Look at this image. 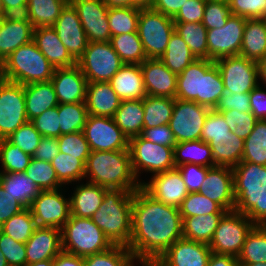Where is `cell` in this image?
Wrapping results in <instances>:
<instances>
[{
  "mask_svg": "<svg viewBox=\"0 0 266 266\" xmlns=\"http://www.w3.org/2000/svg\"><path fill=\"white\" fill-rule=\"evenodd\" d=\"M131 221L127 248L139 262H156L183 237L179 208L155 200L142 188L134 191Z\"/></svg>",
  "mask_w": 266,
  "mask_h": 266,
  "instance_id": "1",
  "label": "cell"
},
{
  "mask_svg": "<svg viewBox=\"0 0 266 266\" xmlns=\"http://www.w3.org/2000/svg\"><path fill=\"white\" fill-rule=\"evenodd\" d=\"M232 171L235 211L266 226V166L240 162Z\"/></svg>",
  "mask_w": 266,
  "mask_h": 266,
  "instance_id": "2",
  "label": "cell"
},
{
  "mask_svg": "<svg viewBox=\"0 0 266 266\" xmlns=\"http://www.w3.org/2000/svg\"><path fill=\"white\" fill-rule=\"evenodd\" d=\"M88 182L107 189H121L134 192L141 188L130 158L129 150L91 151L85 164Z\"/></svg>",
  "mask_w": 266,
  "mask_h": 266,
  "instance_id": "3",
  "label": "cell"
},
{
  "mask_svg": "<svg viewBox=\"0 0 266 266\" xmlns=\"http://www.w3.org/2000/svg\"><path fill=\"white\" fill-rule=\"evenodd\" d=\"M134 192L107 189L98 210L91 219L113 245L128 246L132 232Z\"/></svg>",
  "mask_w": 266,
  "mask_h": 266,
  "instance_id": "4",
  "label": "cell"
},
{
  "mask_svg": "<svg viewBox=\"0 0 266 266\" xmlns=\"http://www.w3.org/2000/svg\"><path fill=\"white\" fill-rule=\"evenodd\" d=\"M54 69L32 40L0 64V78L22 85L47 82L53 77Z\"/></svg>",
  "mask_w": 266,
  "mask_h": 266,
  "instance_id": "5",
  "label": "cell"
},
{
  "mask_svg": "<svg viewBox=\"0 0 266 266\" xmlns=\"http://www.w3.org/2000/svg\"><path fill=\"white\" fill-rule=\"evenodd\" d=\"M62 251L81 257L109 250L114 245L91 218L70 216L61 229Z\"/></svg>",
  "mask_w": 266,
  "mask_h": 266,
  "instance_id": "6",
  "label": "cell"
},
{
  "mask_svg": "<svg viewBox=\"0 0 266 266\" xmlns=\"http://www.w3.org/2000/svg\"><path fill=\"white\" fill-rule=\"evenodd\" d=\"M173 18L152 8L140 9L137 32L147 59H160L172 33Z\"/></svg>",
  "mask_w": 266,
  "mask_h": 266,
  "instance_id": "7",
  "label": "cell"
},
{
  "mask_svg": "<svg viewBox=\"0 0 266 266\" xmlns=\"http://www.w3.org/2000/svg\"><path fill=\"white\" fill-rule=\"evenodd\" d=\"M132 169L139 178L141 170L154 174L175 169L174 147L152 143L141 135L129 139L128 145Z\"/></svg>",
  "mask_w": 266,
  "mask_h": 266,
  "instance_id": "8",
  "label": "cell"
},
{
  "mask_svg": "<svg viewBox=\"0 0 266 266\" xmlns=\"http://www.w3.org/2000/svg\"><path fill=\"white\" fill-rule=\"evenodd\" d=\"M77 65L87 82H109L124 63L109 41L88 42Z\"/></svg>",
  "mask_w": 266,
  "mask_h": 266,
  "instance_id": "9",
  "label": "cell"
},
{
  "mask_svg": "<svg viewBox=\"0 0 266 266\" xmlns=\"http://www.w3.org/2000/svg\"><path fill=\"white\" fill-rule=\"evenodd\" d=\"M255 224L244 214L235 210L227 212L220 220L209 243L212 253L237 257L247 234Z\"/></svg>",
  "mask_w": 266,
  "mask_h": 266,
  "instance_id": "10",
  "label": "cell"
},
{
  "mask_svg": "<svg viewBox=\"0 0 266 266\" xmlns=\"http://www.w3.org/2000/svg\"><path fill=\"white\" fill-rule=\"evenodd\" d=\"M28 121L24 85L0 78V140Z\"/></svg>",
  "mask_w": 266,
  "mask_h": 266,
  "instance_id": "11",
  "label": "cell"
},
{
  "mask_svg": "<svg viewBox=\"0 0 266 266\" xmlns=\"http://www.w3.org/2000/svg\"><path fill=\"white\" fill-rule=\"evenodd\" d=\"M211 109L196 103L175 98L169 127L177 143L201 139L206 117Z\"/></svg>",
  "mask_w": 266,
  "mask_h": 266,
  "instance_id": "12",
  "label": "cell"
},
{
  "mask_svg": "<svg viewBox=\"0 0 266 266\" xmlns=\"http://www.w3.org/2000/svg\"><path fill=\"white\" fill-rule=\"evenodd\" d=\"M221 73L225 92L250 93L259 83L257 62L241 55L214 61Z\"/></svg>",
  "mask_w": 266,
  "mask_h": 266,
  "instance_id": "13",
  "label": "cell"
},
{
  "mask_svg": "<svg viewBox=\"0 0 266 266\" xmlns=\"http://www.w3.org/2000/svg\"><path fill=\"white\" fill-rule=\"evenodd\" d=\"M83 133L91 151L129 150V139L113 118L88 115Z\"/></svg>",
  "mask_w": 266,
  "mask_h": 266,
  "instance_id": "14",
  "label": "cell"
},
{
  "mask_svg": "<svg viewBox=\"0 0 266 266\" xmlns=\"http://www.w3.org/2000/svg\"><path fill=\"white\" fill-rule=\"evenodd\" d=\"M63 189L41 191L29 207L37 227L62 229L71 216L70 198L62 195Z\"/></svg>",
  "mask_w": 266,
  "mask_h": 266,
  "instance_id": "15",
  "label": "cell"
},
{
  "mask_svg": "<svg viewBox=\"0 0 266 266\" xmlns=\"http://www.w3.org/2000/svg\"><path fill=\"white\" fill-rule=\"evenodd\" d=\"M246 20L232 14L225 26L207 30L208 59L240 55Z\"/></svg>",
  "mask_w": 266,
  "mask_h": 266,
  "instance_id": "16",
  "label": "cell"
},
{
  "mask_svg": "<svg viewBox=\"0 0 266 266\" xmlns=\"http://www.w3.org/2000/svg\"><path fill=\"white\" fill-rule=\"evenodd\" d=\"M87 35L88 42L111 40L108 7L102 0H71Z\"/></svg>",
  "mask_w": 266,
  "mask_h": 266,
  "instance_id": "17",
  "label": "cell"
},
{
  "mask_svg": "<svg viewBox=\"0 0 266 266\" xmlns=\"http://www.w3.org/2000/svg\"><path fill=\"white\" fill-rule=\"evenodd\" d=\"M141 188L155 200L177 208L189 193L177 168L152 175L149 182H142Z\"/></svg>",
  "mask_w": 266,
  "mask_h": 266,
  "instance_id": "18",
  "label": "cell"
},
{
  "mask_svg": "<svg viewBox=\"0 0 266 266\" xmlns=\"http://www.w3.org/2000/svg\"><path fill=\"white\" fill-rule=\"evenodd\" d=\"M52 27L71 57L77 62L87 48L88 39L78 12L71 2L65 5Z\"/></svg>",
  "mask_w": 266,
  "mask_h": 266,
  "instance_id": "19",
  "label": "cell"
},
{
  "mask_svg": "<svg viewBox=\"0 0 266 266\" xmlns=\"http://www.w3.org/2000/svg\"><path fill=\"white\" fill-rule=\"evenodd\" d=\"M212 251L208 244L178 239L156 261L160 266H207Z\"/></svg>",
  "mask_w": 266,
  "mask_h": 266,
  "instance_id": "20",
  "label": "cell"
},
{
  "mask_svg": "<svg viewBox=\"0 0 266 266\" xmlns=\"http://www.w3.org/2000/svg\"><path fill=\"white\" fill-rule=\"evenodd\" d=\"M202 195L217 202L224 210H235L233 171L229 167H211L201 184Z\"/></svg>",
  "mask_w": 266,
  "mask_h": 266,
  "instance_id": "21",
  "label": "cell"
},
{
  "mask_svg": "<svg viewBox=\"0 0 266 266\" xmlns=\"http://www.w3.org/2000/svg\"><path fill=\"white\" fill-rule=\"evenodd\" d=\"M51 82L59 104L85 103L88 82L77 64L54 69Z\"/></svg>",
  "mask_w": 266,
  "mask_h": 266,
  "instance_id": "22",
  "label": "cell"
},
{
  "mask_svg": "<svg viewBox=\"0 0 266 266\" xmlns=\"http://www.w3.org/2000/svg\"><path fill=\"white\" fill-rule=\"evenodd\" d=\"M33 30L25 15L3 16L0 24V64L17 48L33 40Z\"/></svg>",
  "mask_w": 266,
  "mask_h": 266,
  "instance_id": "23",
  "label": "cell"
},
{
  "mask_svg": "<svg viewBox=\"0 0 266 266\" xmlns=\"http://www.w3.org/2000/svg\"><path fill=\"white\" fill-rule=\"evenodd\" d=\"M140 68L147 95L176 98L177 74L171 72L160 59H146Z\"/></svg>",
  "mask_w": 266,
  "mask_h": 266,
  "instance_id": "24",
  "label": "cell"
},
{
  "mask_svg": "<svg viewBox=\"0 0 266 266\" xmlns=\"http://www.w3.org/2000/svg\"><path fill=\"white\" fill-rule=\"evenodd\" d=\"M25 247L27 264L53 260L62 251L61 230L54 227H37Z\"/></svg>",
  "mask_w": 266,
  "mask_h": 266,
  "instance_id": "25",
  "label": "cell"
},
{
  "mask_svg": "<svg viewBox=\"0 0 266 266\" xmlns=\"http://www.w3.org/2000/svg\"><path fill=\"white\" fill-rule=\"evenodd\" d=\"M33 41L55 69L72 67L77 64L52 26L35 28Z\"/></svg>",
  "mask_w": 266,
  "mask_h": 266,
  "instance_id": "26",
  "label": "cell"
},
{
  "mask_svg": "<svg viewBox=\"0 0 266 266\" xmlns=\"http://www.w3.org/2000/svg\"><path fill=\"white\" fill-rule=\"evenodd\" d=\"M121 101L109 82L87 83L85 103L88 115L113 118Z\"/></svg>",
  "mask_w": 266,
  "mask_h": 266,
  "instance_id": "27",
  "label": "cell"
},
{
  "mask_svg": "<svg viewBox=\"0 0 266 266\" xmlns=\"http://www.w3.org/2000/svg\"><path fill=\"white\" fill-rule=\"evenodd\" d=\"M109 83L121 100H140L147 96L140 65L124 64Z\"/></svg>",
  "mask_w": 266,
  "mask_h": 266,
  "instance_id": "28",
  "label": "cell"
},
{
  "mask_svg": "<svg viewBox=\"0 0 266 266\" xmlns=\"http://www.w3.org/2000/svg\"><path fill=\"white\" fill-rule=\"evenodd\" d=\"M214 64L210 59H196L188 65L177 75L176 98L200 104L201 74H205Z\"/></svg>",
  "mask_w": 266,
  "mask_h": 266,
  "instance_id": "29",
  "label": "cell"
},
{
  "mask_svg": "<svg viewBox=\"0 0 266 266\" xmlns=\"http://www.w3.org/2000/svg\"><path fill=\"white\" fill-rule=\"evenodd\" d=\"M211 147L215 166L234 168L242 161L244 140L233 132L229 135L212 136Z\"/></svg>",
  "mask_w": 266,
  "mask_h": 266,
  "instance_id": "30",
  "label": "cell"
},
{
  "mask_svg": "<svg viewBox=\"0 0 266 266\" xmlns=\"http://www.w3.org/2000/svg\"><path fill=\"white\" fill-rule=\"evenodd\" d=\"M24 95L29 121L47 109L59 105L51 80L24 85Z\"/></svg>",
  "mask_w": 266,
  "mask_h": 266,
  "instance_id": "31",
  "label": "cell"
},
{
  "mask_svg": "<svg viewBox=\"0 0 266 266\" xmlns=\"http://www.w3.org/2000/svg\"><path fill=\"white\" fill-rule=\"evenodd\" d=\"M107 188L87 182L77 185L70 198L71 215L91 218L102 203Z\"/></svg>",
  "mask_w": 266,
  "mask_h": 266,
  "instance_id": "32",
  "label": "cell"
},
{
  "mask_svg": "<svg viewBox=\"0 0 266 266\" xmlns=\"http://www.w3.org/2000/svg\"><path fill=\"white\" fill-rule=\"evenodd\" d=\"M266 54V24L262 18L247 19L240 55L259 62Z\"/></svg>",
  "mask_w": 266,
  "mask_h": 266,
  "instance_id": "33",
  "label": "cell"
},
{
  "mask_svg": "<svg viewBox=\"0 0 266 266\" xmlns=\"http://www.w3.org/2000/svg\"><path fill=\"white\" fill-rule=\"evenodd\" d=\"M113 119L128 139L141 135L144 123L143 99L122 100Z\"/></svg>",
  "mask_w": 266,
  "mask_h": 266,
  "instance_id": "34",
  "label": "cell"
},
{
  "mask_svg": "<svg viewBox=\"0 0 266 266\" xmlns=\"http://www.w3.org/2000/svg\"><path fill=\"white\" fill-rule=\"evenodd\" d=\"M225 214L212 213L182 217L183 238L209 245L221 218Z\"/></svg>",
  "mask_w": 266,
  "mask_h": 266,
  "instance_id": "35",
  "label": "cell"
},
{
  "mask_svg": "<svg viewBox=\"0 0 266 266\" xmlns=\"http://www.w3.org/2000/svg\"><path fill=\"white\" fill-rule=\"evenodd\" d=\"M0 185L25 208H29L41 192L24 172L0 173Z\"/></svg>",
  "mask_w": 266,
  "mask_h": 266,
  "instance_id": "36",
  "label": "cell"
},
{
  "mask_svg": "<svg viewBox=\"0 0 266 266\" xmlns=\"http://www.w3.org/2000/svg\"><path fill=\"white\" fill-rule=\"evenodd\" d=\"M68 2V0H28L25 16L34 29L50 27L55 24Z\"/></svg>",
  "mask_w": 266,
  "mask_h": 266,
  "instance_id": "37",
  "label": "cell"
},
{
  "mask_svg": "<svg viewBox=\"0 0 266 266\" xmlns=\"http://www.w3.org/2000/svg\"><path fill=\"white\" fill-rule=\"evenodd\" d=\"M174 163L175 167L187 163L215 167L211 147L201 139L177 143L174 146Z\"/></svg>",
  "mask_w": 266,
  "mask_h": 266,
  "instance_id": "38",
  "label": "cell"
},
{
  "mask_svg": "<svg viewBox=\"0 0 266 266\" xmlns=\"http://www.w3.org/2000/svg\"><path fill=\"white\" fill-rule=\"evenodd\" d=\"M160 60L171 72L178 75L196 58L182 37L174 31Z\"/></svg>",
  "mask_w": 266,
  "mask_h": 266,
  "instance_id": "39",
  "label": "cell"
},
{
  "mask_svg": "<svg viewBox=\"0 0 266 266\" xmlns=\"http://www.w3.org/2000/svg\"><path fill=\"white\" fill-rule=\"evenodd\" d=\"M174 104V98L147 95L143 99V129L169 124Z\"/></svg>",
  "mask_w": 266,
  "mask_h": 266,
  "instance_id": "40",
  "label": "cell"
},
{
  "mask_svg": "<svg viewBox=\"0 0 266 266\" xmlns=\"http://www.w3.org/2000/svg\"><path fill=\"white\" fill-rule=\"evenodd\" d=\"M238 264L266 263V226L255 225L245 238Z\"/></svg>",
  "mask_w": 266,
  "mask_h": 266,
  "instance_id": "41",
  "label": "cell"
},
{
  "mask_svg": "<svg viewBox=\"0 0 266 266\" xmlns=\"http://www.w3.org/2000/svg\"><path fill=\"white\" fill-rule=\"evenodd\" d=\"M110 43L124 64H142L146 55L138 32L112 36Z\"/></svg>",
  "mask_w": 266,
  "mask_h": 266,
  "instance_id": "42",
  "label": "cell"
},
{
  "mask_svg": "<svg viewBox=\"0 0 266 266\" xmlns=\"http://www.w3.org/2000/svg\"><path fill=\"white\" fill-rule=\"evenodd\" d=\"M175 32L182 37L196 59H208L207 29L202 23H175Z\"/></svg>",
  "mask_w": 266,
  "mask_h": 266,
  "instance_id": "43",
  "label": "cell"
},
{
  "mask_svg": "<svg viewBox=\"0 0 266 266\" xmlns=\"http://www.w3.org/2000/svg\"><path fill=\"white\" fill-rule=\"evenodd\" d=\"M241 162L266 166V120H258L250 135L244 140Z\"/></svg>",
  "mask_w": 266,
  "mask_h": 266,
  "instance_id": "44",
  "label": "cell"
},
{
  "mask_svg": "<svg viewBox=\"0 0 266 266\" xmlns=\"http://www.w3.org/2000/svg\"><path fill=\"white\" fill-rule=\"evenodd\" d=\"M224 94L223 79L219 68L214 64L205 74H201L200 105L215 109Z\"/></svg>",
  "mask_w": 266,
  "mask_h": 266,
  "instance_id": "45",
  "label": "cell"
},
{
  "mask_svg": "<svg viewBox=\"0 0 266 266\" xmlns=\"http://www.w3.org/2000/svg\"><path fill=\"white\" fill-rule=\"evenodd\" d=\"M60 136L83 131L88 117L86 103H69L58 105Z\"/></svg>",
  "mask_w": 266,
  "mask_h": 266,
  "instance_id": "46",
  "label": "cell"
},
{
  "mask_svg": "<svg viewBox=\"0 0 266 266\" xmlns=\"http://www.w3.org/2000/svg\"><path fill=\"white\" fill-rule=\"evenodd\" d=\"M37 228L30 208H25L2 224V232L16 242L26 243Z\"/></svg>",
  "mask_w": 266,
  "mask_h": 266,
  "instance_id": "47",
  "label": "cell"
},
{
  "mask_svg": "<svg viewBox=\"0 0 266 266\" xmlns=\"http://www.w3.org/2000/svg\"><path fill=\"white\" fill-rule=\"evenodd\" d=\"M51 165L56 171L58 181L62 185L85 179V163L78 159L77 156H70L69 154L59 152L51 160Z\"/></svg>",
  "mask_w": 266,
  "mask_h": 266,
  "instance_id": "48",
  "label": "cell"
},
{
  "mask_svg": "<svg viewBox=\"0 0 266 266\" xmlns=\"http://www.w3.org/2000/svg\"><path fill=\"white\" fill-rule=\"evenodd\" d=\"M140 8L119 7L108 8L110 34L116 36L137 31Z\"/></svg>",
  "mask_w": 266,
  "mask_h": 266,
  "instance_id": "49",
  "label": "cell"
},
{
  "mask_svg": "<svg viewBox=\"0 0 266 266\" xmlns=\"http://www.w3.org/2000/svg\"><path fill=\"white\" fill-rule=\"evenodd\" d=\"M84 266H134L132 252L121 245H114L109 250L83 257Z\"/></svg>",
  "mask_w": 266,
  "mask_h": 266,
  "instance_id": "50",
  "label": "cell"
},
{
  "mask_svg": "<svg viewBox=\"0 0 266 266\" xmlns=\"http://www.w3.org/2000/svg\"><path fill=\"white\" fill-rule=\"evenodd\" d=\"M41 191L61 189L63 185L58 181L56 171L51 162L31 158L25 172Z\"/></svg>",
  "mask_w": 266,
  "mask_h": 266,
  "instance_id": "51",
  "label": "cell"
},
{
  "mask_svg": "<svg viewBox=\"0 0 266 266\" xmlns=\"http://www.w3.org/2000/svg\"><path fill=\"white\" fill-rule=\"evenodd\" d=\"M31 158V155L23 152L6 139L0 140V163L3 167L0 173L25 172Z\"/></svg>",
  "mask_w": 266,
  "mask_h": 266,
  "instance_id": "52",
  "label": "cell"
},
{
  "mask_svg": "<svg viewBox=\"0 0 266 266\" xmlns=\"http://www.w3.org/2000/svg\"><path fill=\"white\" fill-rule=\"evenodd\" d=\"M181 217L227 213L217 202L210 200L200 192L188 193L179 207Z\"/></svg>",
  "mask_w": 266,
  "mask_h": 266,
  "instance_id": "53",
  "label": "cell"
},
{
  "mask_svg": "<svg viewBox=\"0 0 266 266\" xmlns=\"http://www.w3.org/2000/svg\"><path fill=\"white\" fill-rule=\"evenodd\" d=\"M219 113L224 117L230 131L243 140L250 135L258 121L251 112L240 113L236 110H224Z\"/></svg>",
  "mask_w": 266,
  "mask_h": 266,
  "instance_id": "54",
  "label": "cell"
},
{
  "mask_svg": "<svg viewBox=\"0 0 266 266\" xmlns=\"http://www.w3.org/2000/svg\"><path fill=\"white\" fill-rule=\"evenodd\" d=\"M57 140L60 152L70 156H77L78 159H81L86 164L91 149L83 131L63 134Z\"/></svg>",
  "mask_w": 266,
  "mask_h": 266,
  "instance_id": "55",
  "label": "cell"
},
{
  "mask_svg": "<svg viewBox=\"0 0 266 266\" xmlns=\"http://www.w3.org/2000/svg\"><path fill=\"white\" fill-rule=\"evenodd\" d=\"M42 137L43 136L35 129L34 124L28 121L21 125L6 140L32 156L39 146Z\"/></svg>",
  "mask_w": 266,
  "mask_h": 266,
  "instance_id": "56",
  "label": "cell"
},
{
  "mask_svg": "<svg viewBox=\"0 0 266 266\" xmlns=\"http://www.w3.org/2000/svg\"><path fill=\"white\" fill-rule=\"evenodd\" d=\"M232 15L229 4L224 1L206 0L202 24L207 30L225 26Z\"/></svg>",
  "mask_w": 266,
  "mask_h": 266,
  "instance_id": "57",
  "label": "cell"
},
{
  "mask_svg": "<svg viewBox=\"0 0 266 266\" xmlns=\"http://www.w3.org/2000/svg\"><path fill=\"white\" fill-rule=\"evenodd\" d=\"M0 251L4 254L9 266L27 265L25 243L16 242L3 232L0 234Z\"/></svg>",
  "mask_w": 266,
  "mask_h": 266,
  "instance_id": "58",
  "label": "cell"
},
{
  "mask_svg": "<svg viewBox=\"0 0 266 266\" xmlns=\"http://www.w3.org/2000/svg\"><path fill=\"white\" fill-rule=\"evenodd\" d=\"M31 122L43 137H60L58 106L47 109L32 119Z\"/></svg>",
  "mask_w": 266,
  "mask_h": 266,
  "instance_id": "59",
  "label": "cell"
},
{
  "mask_svg": "<svg viewBox=\"0 0 266 266\" xmlns=\"http://www.w3.org/2000/svg\"><path fill=\"white\" fill-rule=\"evenodd\" d=\"M231 13L246 19L263 18L266 14V0H229Z\"/></svg>",
  "mask_w": 266,
  "mask_h": 266,
  "instance_id": "60",
  "label": "cell"
},
{
  "mask_svg": "<svg viewBox=\"0 0 266 266\" xmlns=\"http://www.w3.org/2000/svg\"><path fill=\"white\" fill-rule=\"evenodd\" d=\"M182 174L183 182L189 193L199 192L210 167L187 163L176 167Z\"/></svg>",
  "mask_w": 266,
  "mask_h": 266,
  "instance_id": "61",
  "label": "cell"
},
{
  "mask_svg": "<svg viewBox=\"0 0 266 266\" xmlns=\"http://www.w3.org/2000/svg\"><path fill=\"white\" fill-rule=\"evenodd\" d=\"M230 128L224 117L215 109L209 111L201 132V140L209 143L212 136L229 135Z\"/></svg>",
  "mask_w": 266,
  "mask_h": 266,
  "instance_id": "62",
  "label": "cell"
},
{
  "mask_svg": "<svg viewBox=\"0 0 266 266\" xmlns=\"http://www.w3.org/2000/svg\"><path fill=\"white\" fill-rule=\"evenodd\" d=\"M206 0H187L179 12L173 17L174 23H201Z\"/></svg>",
  "mask_w": 266,
  "mask_h": 266,
  "instance_id": "63",
  "label": "cell"
},
{
  "mask_svg": "<svg viewBox=\"0 0 266 266\" xmlns=\"http://www.w3.org/2000/svg\"><path fill=\"white\" fill-rule=\"evenodd\" d=\"M217 112H222L224 110H236L238 112H251L250 109V93H229L221 97L217 107L215 108Z\"/></svg>",
  "mask_w": 266,
  "mask_h": 266,
  "instance_id": "64",
  "label": "cell"
},
{
  "mask_svg": "<svg viewBox=\"0 0 266 266\" xmlns=\"http://www.w3.org/2000/svg\"><path fill=\"white\" fill-rule=\"evenodd\" d=\"M141 136L152 143L167 147H174L177 144L168 124L143 129Z\"/></svg>",
  "mask_w": 266,
  "mask_h": 266,
  "instance_id": "65",
  "label": "cell"
},
{
  "mask_svg": "<svg viewBox=\"0 0 266 266\" xmlns=\"http://www.w3.org/2000/svg\"><path fill=\"white\" fill-rule=\"evenodd\" d=\"M25 207L0 185V222L3 224Z\"/></svg>",
  "mask_w": 266,
  "mask_h": 266,
  "instance_id": "66",
  "label": "cell"
},
{
  "mask_svg": "<svg viewBox=\"0 0 266 266\" xmlns=\"http://www.w3.org/2000/svg\"><path fill=\"white\" fill-rule=\"evenodd\" d=\"M58 140L55 137H42L32 158L51 162L59 153Z\"/></svg>",
  "mask_w": 266,
  "mask_h": 266,
  "instance_id": "67",
  "label": "cell"
},
{
  "mask_svg": "<svg viewBox=\"0 0 266 266\" xmlns=\"http://www.w3.org/2000/svg\"><path fill=\"white\" fill-rule=\"evenodd\" d=\"M250 109L258 120H266V92L260 84L250 92Z\"/></svg>",
  "mask_w": 266,
  "mask_h": 266,
  "instance_id": "68",
  "label": "cell"
},
{
  "mask_svg": "<svg viewBox=\"0 0 266 266\" xmlns=\"http://www.w3.org/2000/svg\"><path fill=\"white\" fill-rule=\"evenodd\" d=\"M187 0H155L152 9L174 17Z\"/></svg>",
  "mask_w": 266,
  "mask_h": 266,
  "instance_id": "69",
  "label": "cell"
},
{
  "mask_svg": "<svg viewBox=\"0 0 266 266\" xmlns=\"http://www.w3.org/2000/svg\"><path fill=\"white\" fill-rule=\"evenodd\" d=\"M3 16L25 15L28 0H1Z\"/></svg>",
  "mask_w": 266,
  "mask_h": 266,
  "instance_id": "70",
  "label": "cell"
},
{
  "mask_svg": "<svg viewBox=\"0 0 266 266\" xmlns=\"http://www.w3.org/2000/svg\"><path fill=\"white\" fill-rule=\"evenodd\" d=\"M54 266H84L81 256L61 251L54 259Z\"/></svg>",
  "mask_w": 266,
  "mask_h": 266,
  "instance_id": "71",
  "label": "cell"
},
{
  "mask_svg": "<svg viewBox=\"0 0 266 266\" xmlns=\"http://www.w3.org/2000/svg\"><path fill=\"white\" fill-rule=\"evenodd\" d=\"M207 266H239L237 257L212 253Z\"/></svg>",
  "mask_w": 266,
  "mask_h": 266,
  "instance_id": "72",
  "label": "cell"
},
{
  "mask_svg": "<svg viewBox=\"0 0 266 266\" xmlns=\"http://www.w3.org/2000/svg\"><path fill=\"white\" fill-rule=\"evenodd\" d=\"M108 8L131 7V0H102Z\"/></svg>",
  "mask_w": 266,
  "mask_h": 266,
  "instance_id": "73",
  "label": "cell"
},
{
  "mask_svg": "<svg viewBox=\"0 0 266 266\" xmlns=\"http://www.w3.org/2000/svg\"><path fill=\"white\" fill-rule=\"evenodd\" d=\"M257 65H258V78L261 79L262 82L266 84V54L259 62H257Z\"/></svg>",
  "mask_w": 266,
  "mask_h": 266,
  "instance_id": "74",
  "label": "cell"
},
{
  "mask_svg": "<svg viewBox=\"0 0 266 266\" xmlns=\"http://www.w3.org/2000/svg\"><path fill=\"white\" fill-rule=\"evenodd\" d=\"M155 0H131V7L140 9L152 8Z\"/></svg>",
  "mask_w": 266,
  "mask_h": 266,
  "instance_id": "75",
  "label": "cell"
},
{
  "mask_svg": "<svg viewBox=\"0 0 266 266\" xmlns=\"http://www.w3.org/2000/svg\"><path fill=\"white\" fill-rule=\"evenodd\" d=\"M26 266H54V261L53 260H45V261H40V262H36L33 264H27Z\"/></svg>",
  "mask_w": 266,
  "mask_h": 266,
  "instance_id": "76",
  "label": "cell"
},
{
  "mask_svg": "<svg viewBox=\"0 0 266 266\" xmlns=\"http://www.w3.org/2000/svg\"><path fill=\"white\" fill-rule=\"evenodd\" d=\"M0 266H9L6 259L4 258V254L0 251Z\"/></svg>",
  "mask_w": 266,
  "mask_h": 266,
  "instance_id": "77",
  "label": "cell"
},
{
  "mask_svg": "<svg viewBox=\"0 0 266 266\" xmlns=\"http://www.w3.org/2000/svg\"><path fill=\"white\" fill-rule=\"evenodd\" d=\"M239 266H266V263L239 264Z\"/></svg>",
  "mask_w": 266,
  "mask_h": 266,
  "instance_id": "78",
  "label": "cell"
},
{
  "mask_svg": "<svg viewBox=\"0 0 266 266\" xmlns=\"http://www.w3.org/2000/svg\"><path fill=\"white\" fill-rule=\"evenodd\" d=\"M142 266H160L156 262H140Z\"/></svg>",
  "mask_w": 266,
  "mask_h": 266,
  "instance_id": "79",
  "label": "cell"
},
{
  "mask_svg": "<svg viewBox=\"0 0 266 266\" xmlns=\"http://www.w3.org/2000/svg\"><path fill=\"white\" fill-rule=\"evenodd\" d=\"M0 16H3V6L1 0H0Z\"/></svg>",
  "mask_w": 266,
  "mask_h": 266,
  "instance_id": "80",
  "label": "cell"
}]
</instances>
